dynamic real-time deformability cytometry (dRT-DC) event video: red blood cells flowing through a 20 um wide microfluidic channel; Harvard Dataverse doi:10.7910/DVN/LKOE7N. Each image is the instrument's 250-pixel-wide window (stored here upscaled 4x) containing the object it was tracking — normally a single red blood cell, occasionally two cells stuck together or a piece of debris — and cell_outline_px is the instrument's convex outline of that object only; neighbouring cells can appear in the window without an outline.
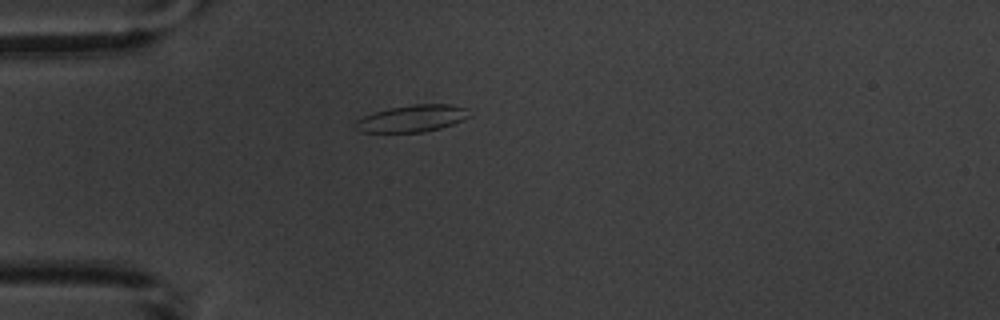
{"species": "common noctule bat (a hibernating species)", "species_latin": "Nyctalus noctula", "temperature_condition": "warm", "stored_images_in_passage": 3, "camera_frame_rate_fps": 3000, "um_per_image_px": 0.085, "animal": {"sex": "male", "body_mass_g": 20.1, "forearm_length_mm": 53.5}, "frame": {"image": 1, "passage_image": 3, "time_ms": 2.0, "image_size_px": [1000, 320], "cell_outline_px": [[472, 116], [464, 120], [440, 128], [424, 132], [360, 132], [352, 124], [356, 120], [372, 112], [388, 108], [412, 104], [452, 104], [468, 108]], "centroid_in_image_um": [35.05, 10.06], "position_along_channel_um": 50.0, "area_um2": 18.21}}